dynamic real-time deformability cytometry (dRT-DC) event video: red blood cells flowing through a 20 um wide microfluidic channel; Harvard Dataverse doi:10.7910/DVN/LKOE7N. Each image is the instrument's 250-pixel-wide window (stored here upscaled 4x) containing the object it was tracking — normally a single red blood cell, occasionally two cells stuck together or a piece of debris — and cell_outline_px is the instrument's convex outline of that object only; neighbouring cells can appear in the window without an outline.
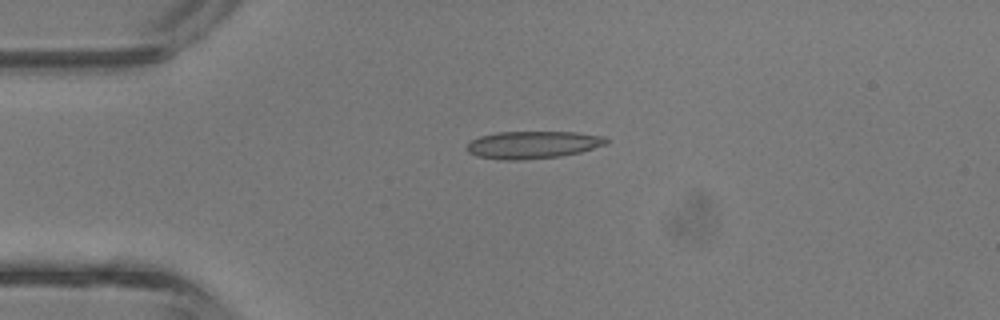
{"species": "common noctule bat (a hibernating species)", "species_latin": "Nyctalus noctula", "temperature_condition": "room temperature", "stored_images_in_passage": 3, "camera_frame_rate_fps": 3000, "um_per_image_px": 0.085, "animal": {"sex": "male", "body_mass_g": 13.3}, "frame": {"image": 1, "passage_image": 2, "time_ms": 0.333, "image_size_px": [1000, 320], "cell_outline_px": [[608, 144], [580, 152], [560, 156], [520, 160], [500, 160], [476, 156], [468, 152], [464, 148], [472, 140], [480, 136], [496, 132], [576, 132], [608, 136]], "centroid_in_image_um": [45.3, 12.3], "position_along_channel_um": 39.7, "area_um2": 22.54}}